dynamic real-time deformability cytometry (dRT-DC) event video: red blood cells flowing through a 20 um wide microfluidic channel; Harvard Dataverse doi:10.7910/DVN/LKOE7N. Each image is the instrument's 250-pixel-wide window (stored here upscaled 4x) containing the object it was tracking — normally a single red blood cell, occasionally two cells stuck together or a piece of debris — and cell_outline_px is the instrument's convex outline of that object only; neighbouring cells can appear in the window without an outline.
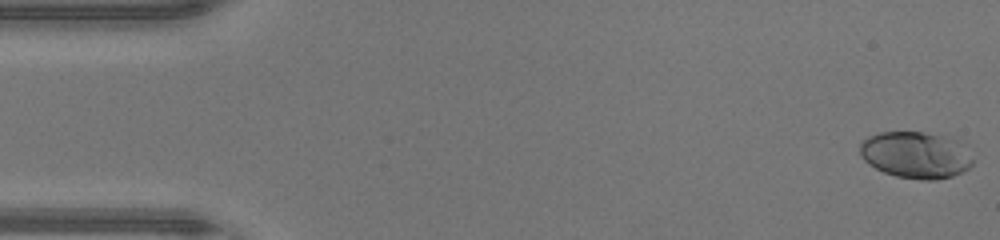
{"species": "human", "species_latin": "Homo sapiens", "temperature_condition": "warm", "stored_images_in_passage": 46, "camera_frame_rate_fps": 3000, "um_per_image_px": 0.085, "donor": {"sex": "male"}, "frame": {"image": 1, "passage_image": 1, "time_ms": 0.0, "image_size_px": [1000, 240], "cell_outline_px": [[972, 164], [968, 168], [952, 176], [936, 180], [920, 180], [896, 176], [884, 172], [868, 164], [860, 156], [860, 140], [868, 136], [880, 132], [924, 132], [956, 140], [972, 160]], "centroid_in_image_um": [77.75, 13.18], "position_along_channel_um": 7.3, "area_um2": 30.35}}
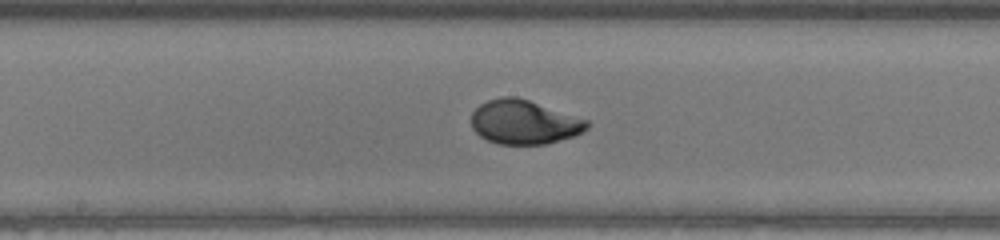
{"frame": {"image": 2, "passage_image": 24, "time_ms": 7.667, "image_size_px": [1000, 240], "cell_outline_px": [[588, 128], [576, 136], [544, 144], [496, 144], [480, 136], [472, 128], [472, 112], [480, 104], [488, 100], [500, 96], [516, 96], [588, 120]], "centroid_in_image_um": [44.53, 10.38], "position_along_channel_um": 203.7, "area_um2": 29.65}}
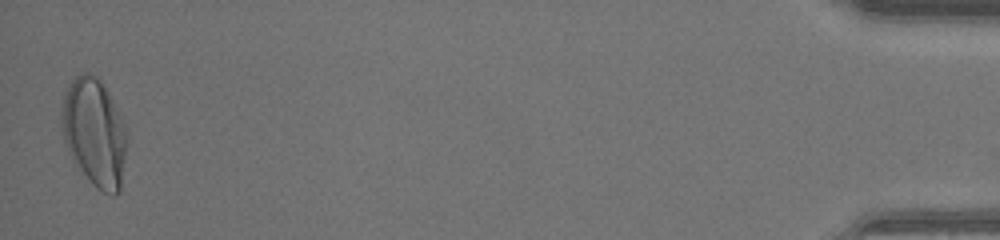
{"frame": {"image": 3, "passage_image": 46, "time_ms": 15.0, "image_size_px": [1000, 240], "cell_outline_px": [[124, 156], [120, 192], [116, 196], [112, 196], [96, 188], [76, 168], [64, 140], [60, 124], [60, 104], [64, 92], [72, 80], [80, 72], [88, 72], [96, 76], [100, 80], [108, 92], [120, 112], [124, 124]], "centroid_in_image_um": [7.96, 11.24], "position_along_channel_um": 427.2, "area_um2": 41.27}, "authors_computed_cell_mechanics": {"area_um2": 29.6803, "velocity_mm_per_s": 4.4525, "shape_relaxation_time_tau1_ms": 2.9846, "shape_relaxation_time_tau2_ms": null, "deformation_change_tau1": 0.1776, "deformation_change_tau2": null}}